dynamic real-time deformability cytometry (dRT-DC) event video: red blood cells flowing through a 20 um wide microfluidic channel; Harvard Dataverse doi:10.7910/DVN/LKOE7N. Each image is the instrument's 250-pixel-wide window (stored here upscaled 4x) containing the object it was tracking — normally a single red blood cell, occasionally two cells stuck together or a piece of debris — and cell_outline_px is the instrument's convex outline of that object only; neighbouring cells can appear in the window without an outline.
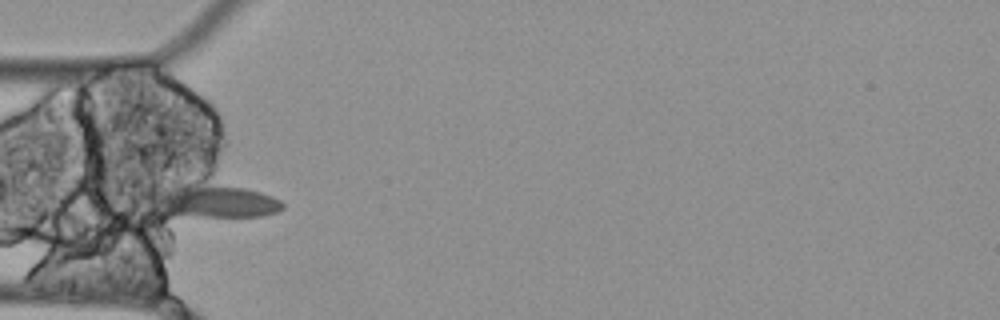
{"species": "Egyptian fruit bat (a non-hibernating species)", "species_latin": "Rousettus aegyptiacus", "temperature_condition": "cold", "stored_images_in_passage": 4, "camera_frame_rate_fps": 3000, "um_per_image_px": 0.085, "animal": {"sex": "female"}, "frame": {"image": 1, "passage_image": 1, "time_ms": 0.0, "image_size_px": [1000, 320], "cell_outline_px": [[284, 208], [276, 212], [260, 216], [168, 216], [144, 200], [140, 196], [148, 192], [204, 172], [272, 196], [280, 200], [284, 204]], "centroid_in_image_um": [17.95, 16.88], "position_along_channel_um": 67.1, "area_um2": 29.71}}
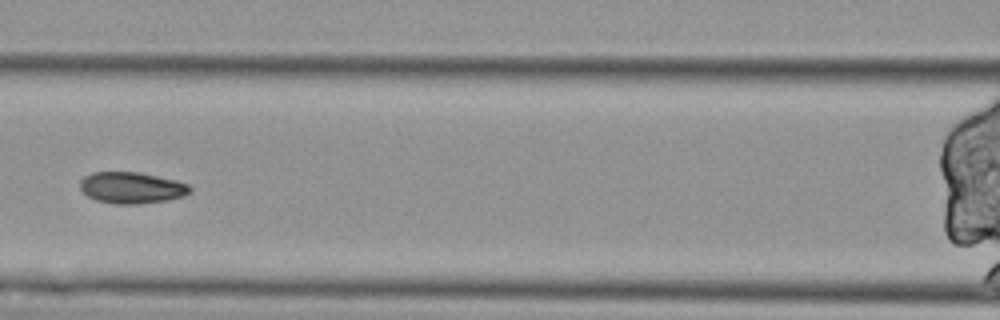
{"frame": {"image": 2, "passage_image": 3, "time_ms": 0.667, "image_size_px": [1000, 320], "cell_outline_px": [[192, 192], [184, 196], [168, 200], [136, 204], [116, 204], [96, 200], [88, 196], [80, 188], [80, 180], [84, 176], [92, 172], [140, 172], [176, 180], [188, 184], [192, 188]], "centroid_in_image_um": [11.21, 15.95], "position_along_channel_um": 155.4, "area_um2": 20.23}}
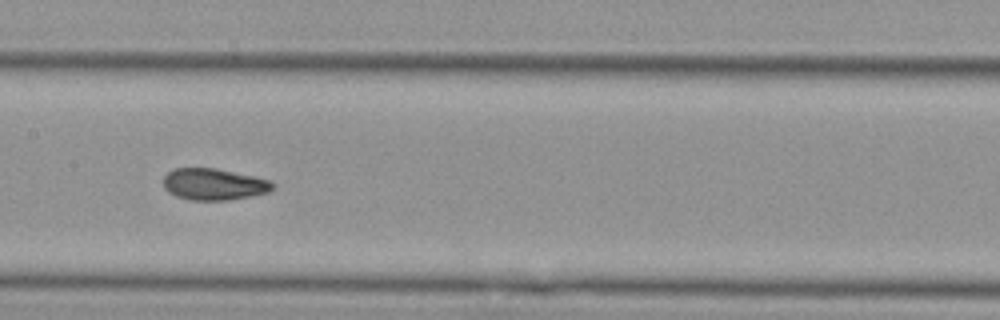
{"frame": {"image": 3, "passage_image": 4, "time_ms": 1.0, "image_size_px": [1000, 320], "cell_outline_px": [[276, 188], [268, 192], [252, 196], [228, 200], [192, 200], [176, 196], [168, 192], [164, 188], [164, 176], [172, 168], [216, 168], [272, 180], [276, 184]], "centroid_in_image_um": [18.22, 15.66], "position_along_channel_um": 189.2, "area_um2": 20.35}}